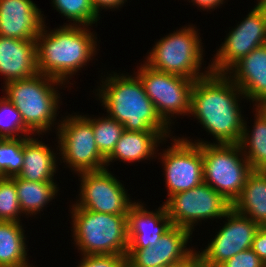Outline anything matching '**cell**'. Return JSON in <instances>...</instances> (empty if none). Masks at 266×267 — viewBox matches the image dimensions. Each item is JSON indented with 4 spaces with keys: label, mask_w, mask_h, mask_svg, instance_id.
<instances>
[{
    "label": "cell",
    "mask_w": 266,
    "mask_h": 267,
    "mask_svg": "<svg viewBox=\"0 0 266 267\" xmlns=\"http://www.w3.org/2000/svg\"><path fill=\"white\" fill-rule=\"evenodd\" d=\"M240 96L245 98L227 73L210 72L195 80L190 114L214 136L216 144L240 143L244 129Z\"/></svg>",
    "instance_id": "cell-1"
},
{
    "label": "cell",
    "mask_w": 266,
    "mask_h": 267,
    "mask_svg": "<svg viewBox=\"0 0 266 267\" xmlns=\"http://www.w3.org/2000/svg\"><path fill=\"white\" fill-rule=\"evenodd\" d=\"M102 83L97 95L108 117L123 124L126 131L157 132L163 139L170 135V125L167 126L156 112L137 75L114 73Z\"/></svg>",
    "instance_id": "cell-2"
},
{
    "label": "cell",
    "mask_w": 266,
    "mask_h": 267,
    "mask_svg": "<svg viewBox=\"0 0 266 267\" xmlns=\"http://www.w3.org/2000/svg\"><path fill=\"white\" fill-rule=\"evenodd\" d=\"M45 26L35 40L38 72L66 82L96 54L97 37L72 23L49 32Z\"/></svg>",
    "instance_id": "cell-3"
},
{
    "label": "cell",
    "mask_w": 266,
    "mask_h": 267,
    "mask_svg": "<svg viewBox=\"0 0 266 267\" xmlns=\"http://www.w3.org/2000/svg\"><path fill=\"white\" fill-rule=\"evenodd\" d=\"M55 84L64 83L38 73L4 85L5 97L20 112L22 121L33 135L50 130L56 120L60 94L55 90Z\"/></svg>",
    "instance_id": "cell-4"
},
{
    "label": "cell",
    "mask_w": 266,
    "mask_h": 267,
    "mask_svg": "<svg viewBox=\"0 0 266 267\" xmlns=\"http://www.w3.org/2000/svg\"><path fill=\"white\" fill-rule=\"evenodd\" d=\"M71 210L73 237L82 255L127 254V214L93 212L81 207Z\"/></svg>",
    "instance_id": "cell-5"
},
{
    "label": "cell",
    "mask_w": 266,
    "mask_h": 267,
    "mask_svg": "<svg viewBox=\"0 0 266 267\" xmlns=\"http://www.w3.org/2000/svg\"><path fill=\"white\" fill-rule=\"evenodd\" d=\"M197 141L202 144L203 181L233 204L253 171L241 146Z\"/></svg>",
    "instance_id": "cell-6"
},
{
    "label": "cell",
    "mask_w": 266,
    "mask_h": 267,
    "mask_svg": "<svg viewBox=\"0 0 266 267\" xmlns=\"http://www.w3.org/2000/svg\"><path fill=\"white\" fill-rule=\"evenodd\" d=\"M189 26L161 38L149 53L145 64L154 70L197 80L210 73L200 72L203 46L199 34Z\"/></svg>",
    "instance_id": "cell-7"
},
{
    "label": "cell",
    "mask_w": 266,
    "mask_h": 267,
    "mask_svg": "<svg viewBox=\"0 0 266 267\" xmlns=\"http://www.w3.org/2000/svg\"><path fill=\"white\" fill-rule=\"evenodd\" d=\"M144 91L162 121L171 125L174 114L187 115L191 109V93L195 80L154 70L144 63L137 71Z\"/></svg>",
    "instance_id": "cell-8"
},
{
    "label": "cell",
    "mask_w": 266,
    "mask_h": 267,
    "mask_svg": "<svg viewBox=\"0 0 266 267\" xmlns=\"http://www.w3.org/2000/svg\"><path fill=\"white\" fill-rule=\"evenodd\" d=\"M57 127L60 156L68 167L77 174L106 168V159L96 146L92 124L86 116H66Z\"/></svg>",
    "instance_id": "cell-9"
},
{
    "label": "cell",
    "mask_w": 266,
    "mask_h": 267,
    "mask_svg": "<svg viewBox=\"0 0 266 267\" xmlns=\"http://www.w3.org/2000/svg\"><path fill=\"white\" fill-rule=\"evenodd\" d=\"M164 205L172 224L191 232L196 222L208 218L222 219L232 208L229 201L205 182L170 196Z\"/></svg>",
    "instance_id": "cell-10"
},
{
    "label": "cell",
    "mask_w": 266,
    "mask_h": 267,
    "mask_svg": "<svg viewBox=\"0 0 266 267\" xmlns=\"http://www.w3.org/2000/svg\"><path fill=\"white\" fill-rule=\"evenodd\" d=\"M266 44V9L258 1L247 17L225 38L209 65L214 73L228 71L252 50Z\"/></svg>",
    "instance_id": "cell-11"
},
{
    "label": "cell",
    "mask_w": 266,
    "mask_h": 267,
    "mask_svg": "<svg viewBox=\"0 0 266 267\" xmlns=\"http://www.w3.org/2000/svg\"><path fill=\"white\" fill-rule=\"evenodd\" d=\"M108 169L79 173L82 179L80 201L72 207L108 214H127L134 204L127 196V191Z\"/></svg>",
    "instance_id": "cell-12"
},
{
    "label": "cell",
    "mask_w": 266,
    "mask_h": 267,
    "mask_svg": "<svg viewBox=\"0 0 266 267\" xmlns=\"http://www.w3.org/2000/svg\"><path fill=\"white\" fill-rule=\"evenodd\" d=\"M173 140L172 146L160 155L165 168L168 198L204 182L202 144L180 137Z\"/></svg>",
    "instance_id": "cell-13"
},
{
    "label": "cell",
    "mask_w": 266,
    "mask_h": 267,
    "mask_svg": "<svg viewBox=\"0 0 266 267\" xmlns=\"http://www.w3.org/2000/svg\"><path fill=\"white\" fill-rule=\"evenodd\" d=\"M228 222L202 252H196L202 267H219L235 254L250 249L259 229L249 217L231 208L224 216Z\"/></svg>",
    "instance_id": "cell-14"
},
{
    "label": "cell",
    "mask_w": 266,
    "mask_h": 267,
    "mask_svg": "<svg viewBox=\"0 0 266 267\" xmlns=\"http://www.w3.org/2000/svg\"><path fill=\"white\" fill-rule=\"evenodd\" d=\"M192 232L186 228L172 226L152 247L128 249L127 267L177 266L191 259L196 251L187 249Z\"/></svg>",
    "instance_id": "cell-15"
},
{
    "label": "cell",
    "mask_w": 266,
    "mask_h": 267,
    "mask_svg": "<svg viewBox=\"0 0 266 267\" xmlns=\"http://www.w3.org/2000/svg\"><path fill=\"white\" fill-rule=\"evenodd\" d=\"M44 16L32 0H0V36L36 40Z\"/></svg>",
    "instance_id": "cell-16"
},
{
    "label": "cell",
    "mask_w": 266,
    "mask_h": 267,
    "mask_svg": "<svg viewBox=\"0 0 266 267\" xmlns=\"http://www.w3.org/2000/svg\"><path fill=\"white\" fill-rule=\"evenodd\" d=\"M144 208L143 204L134 202L127 213L128 249L153 247L173 226L164 204L156 212Z\"/></svg>",
    "instance_id": "cell-17"
},
{
    "label": "cell",
    "mask_w": 266,
    "mask_h": 267,
    "mask_svg": "<svg viewBox=\"0 0 266 267\" xmlns=\"http://www.w3.org/2000/svg\"><path fill=\"white\" fill-rule=\"evenodd\" d=\"M228 72L247 100L266 101V44L252 50Z\"/></svg>",
    "instance_id": "cell-18"
},
{
    "label": "cell",
    "mask_w": 266,
    "mask_h": 267,
    "mask_svg": "<svg viewBox=\"0 0 266 267\" xmlns=\"http://www.w3.org/2000/svg\"><path fill=\"white\" fill-rule=\"evenodd\" d=\"M0 73L5 83L38 74L35 40L0 36Z\"/></svg>",
    "instance_id": "cell-19"
},
{
    "label": "cell",
    "mask_w": 266,
    "mask_h": 267,
    "mask_svg": "<svg viewBox=\"0 0 266 267\" xmlns=\"http://www.w3.org/2000/svg\"><path fill=\"white\" fill-rule=\"evenodd\" d=\"M55 154L38 138L23 137L24 162L17 177L32 182H54Z\"/></svg>",
    "instance_id": "cell-20"
},
{
    "label": "cell",
    "mask_w": 266,
    "mask_h": 267,
    "mask_svg": "<svg viewBox=\"0 0 266 267\" xmlns=\"http://www.w3.org/2000/svg\"><path fill=\"white\" fill-rule=\"evenodd\" d=\"M232 208L259 226H266V171L253 170Z\"/></svg>",
    "instance_id": "cell-21"
},
{
    "label": "cell",
    "mask_w": 266,
    "mask_h": 267,
    "mask_svg": "<svg viewBox=\"0 0 266 267\" xmlns=\"http://www.w3.org/2000/svg\"><path fill=\"white\" fill-rule=\"evenodd\" d=\"M160 140V141H159ZM163 139L157 132L124 131L112 153L106 158V166L116 159L136 162L154 157L155 150ZM160 142V143H159ZM158 143V144H157Z\"/></svg>",
    "instance_id": "cell-22"
},
{
    "label": "cell",
    "mask_w": 266,
    "mask_h": 267,
    "mask_svg": "<svg viewBox=\"0 0 266 267\" xmlns=\"http://www.w3.org/2000/svg\"><path fill=\"white\" fill-rule=\"evenodd\" d=\"M25 240L20 222L0 221V267L28 263Z\"/></svg>",
    "instance_id": "cell-23"
},
{
    "label": "cell",
    "mask_w": 266,
    "mask_h": 267,
    "mask_svg": "<svg viewBox=\"0 0 266 267\" xmlns=\"http://www.w3.org/2000/svg\"><path fill=\"white\" fill-rule=\"evenodd\" d=\"M16 185L20 209L26 215H33L45 207L58 192L54 182H32L17 176L11 178Z\"/></svg>",
    "instance_id": "cell-24"
},
{
    "label": "cell",
    "mask_w": 266,
    "mask_h": 267,
    "mask_svg": "<svg viewBox=\"0 0 266 267\" xmlns=\"http://www.w3.org/2000/svg\"><path fill=\"white\" fill-rule=\"evenodd\" d=\"M255 117L252 132L247 130V123L244 121L239 145L252 170L266 171V121L257 111Z\"/></svg>",
    "instance_id": "cell-25"
},
{
    "label": "cell",
    "mask_w": 266,
    "mask_h": 267,
    "mask_svg": "<svg viewBox=\"0 0 266 267\" xmlns=\"http://www.w3.org/2000/svg\"><path fill=\"white\" fill-rule=\"evenodd\" d=\"M86 118L92 124L96 146L100 154L106 159L125 131L124 125L108 116L98 119Z\"/></svg>",
    "instance_id": "cell-26"
},
{
    "label": "cell",
    "mask_w": 266,
    "mask_h": 267,
    "mask_svg": "<svg viewBox=\"0 0 266 267\" xmlns=\"http://www.w3.org/2000/svg\"><path fill=\"white\" fill-rule=\"evenodd\" d=\"M52 3L59 13L73 21L72 25L89 27L100 19L92 7L91 0H52Z\"/></svg>",
    "instance_id": "cell-27"
},
{
    "label": "cell",
    "mask_w": 266,
    "mask_h": 267,
    "mask_svg": "<svg viewBox=\"0 0 266 267\" xmlns=\"http://www.w3.org/2000/svg\"><path fill=\"white\" fill-rule=\"evenodd\" d=\"M23 137L5 139L0 144L2 178L18 176L23 166Z\"/></svg>",
    "instance_id": "cell-28"
},
{
    "label": "cell",
    "mask_w": 266,
    "mask_h": 267,
    "mask_svg": "<svg viewBox=\"0 0 266 267\" xmlns=\"http://www.w3.org/2000/svg\"><path fill=\"white\" fill-rule=\"evenodd\" d=\"M19 132L24 133L23 137L33 134L25 126L17 108L4 96L0 99V136L6 139L21 138Z\"/></svg>",
    "instance_id": "cell-29"
},
{
    "label": "cell",
    "mask_w": 266,
    "mask_h": 267,
    "mask_svg": "<svg viewBox=\"0 0 266 267\" xmlns=\"http://www.w3.org/2000/svg\"><path fill=\"white\" fill-rule=\"evenodd\" d=\"M21 212L15 182L11 178H1L0 221L20 222Z\"/></svg>",
    "instance_id": "cell-30"
},
{
    "label": "cell",
    "mask_w": 266,
    "mask_h": 267,
    "mask_svg": "<svg viewBox=\"0 0 266 267\" xmlns=\"http://www.w3.org/2000/svg\"><path fill=\"white\" fill-rule=\"evenodd\" d=\"M77 267H127L126 255L100 254L83 255Z\"/></svg>",
    "instance_id": "cell-31"
},
{
    "label": "cell",
    "mask_w": 266,
    "mask_h": 267,
    "mask_svg": "<svg viewBox=\"0 0 266 267\" xmlns=\"http://www.w3.org/2000/svg\"><path fill=\"white\" fill-rule=\"evenodd\" d=\"M219 267H266V264L250 248L235 254L231 259L226 260Z\"/></svg>",
    "instance_id": "cell-32"
},
{
    "label": "cell",
    "mask_w": 266,
    "mask_h": 267,
    "mask_svg": "<svg viewBox=\"0 0 266 267\" xmlns=\"http://www.w3.org/2000/svg\"><path fill=\"white\" fill-rule=\"evenodd\" d=\"M251 249L266 264V226H260L257 230Z\"/></svg>",
    "instance_id": "cell-33"
},
{
    "label": "cell",
    "mask_w": 266,
    "mask_h": 267,
    "mask_svg": "<svg viewBox=\"0 0 266 267\" xmlns=\"http://www.w3.org/2000/svg\"><path fill=\"white\" fill-rule=\"evenodd\" d=\"M126 0H91L95 13L99 16L100 7L102 9H115L122 6Z\"/></svg>",
    "instance_id": "cell-34"
},
{
    "label": "cell",
    "mask_w": 266,
    "mask_h": 267,
    "mask_svg": "<svg viewBox=\"0 0 266 267\" xmlns=\"http://www.w3.org/2000/svg\"><path fill=\"white\" fill-rule=\"evenodd\" d=\"M193 4H197L200 9L202 10L206 9H215V7L220 6V4H223L224 0H191Z\"/></svg>",
    "instance_id": "cell-35"
},
{
    "label": "cell",
    "mask_w": 266,
    "mask_h": 267,
    "mask_svg": "<svg viewBox=\"0 0 266 267\" xmlns=\"http://www.w3.org/2000/svg\"><path fill=\"white\" fill-rule=\"evenodd\" d=\"M174 267H202V266H201L198 255L195 254L191 259H189L185 263L174 266Z\"/></svg>",
    "instance_id": "cell-36"
},
{
    "label": "cell",
    "mask_w": 266,
    "mask_h": 267,
    "mask_svg": "<svg viewBox=\"0 0 266 267\" xmlns=\"http://www.w3.org/2000/svg\"><path fill=\"white\" fill-rule=\"evenodd\" d=\"M256 110L266 121V101H262L255 104Z\"/></svg>",
    "instance_id": "cell-37"
},
{
    "label": "cell",
    "mask_w": 266,
    "mask_h": 267,
    "mask_svg": "<svg viewBox=\"0 0 266 267\" xmlns=\"http://www.w3.org/2000/svg\"><path fill=\"white\" fill-rule=\"evenodd\" d=\"M6 138L0 136V144L5 140ZM2 178V171L0 170V179Z\"/></svg>",
    "instance_id": "cell-38"
},
{
    "label": "cell",
    "mask_w": 266,
    "mask_h": 267,
    "mask_svg": "<svg viewBox=\"0 0 266 267\" xmlns=\"http://www.w3.org/2000/svg\"><path fill=\"white\" fill-rule=\"evenodd\" d=\"M16 267H31V266H30V263H26V264H24V265L16 266ZM33 267H34V266H33Z\"/></svg>",
    "instance_id": "cell-39"
},
{
    "label": "cell",
    "mask_w": 266,
    "mask_h": 267,
    "mask_svg": "<svg viewBox=\"0 0 266 267\" xmlns=\"http://www.w3.org/2000/svg\"><path fill=\"white\" fill-rule=\"evenodd\" d=\"M260 2L263 4V6H264L265 9H266V0H261Z\"/></svg>",
    "instance_id": "cell-40"
},
{
    "label": "cell",
    "mask_w": 266,
    "mask_h": 267,
    "mask_svg": "<svg viewBox=\"0 0 266 267\" xmlns=\"http://www.w3.org/2000/svg\"><path fill=\"white\" fill-rule=\"evenodd\" d=\"M155 267H173V266L159 265V266H155Z\"/></svg>",
    "instance_id": "cell-41"
}]
</instances>
